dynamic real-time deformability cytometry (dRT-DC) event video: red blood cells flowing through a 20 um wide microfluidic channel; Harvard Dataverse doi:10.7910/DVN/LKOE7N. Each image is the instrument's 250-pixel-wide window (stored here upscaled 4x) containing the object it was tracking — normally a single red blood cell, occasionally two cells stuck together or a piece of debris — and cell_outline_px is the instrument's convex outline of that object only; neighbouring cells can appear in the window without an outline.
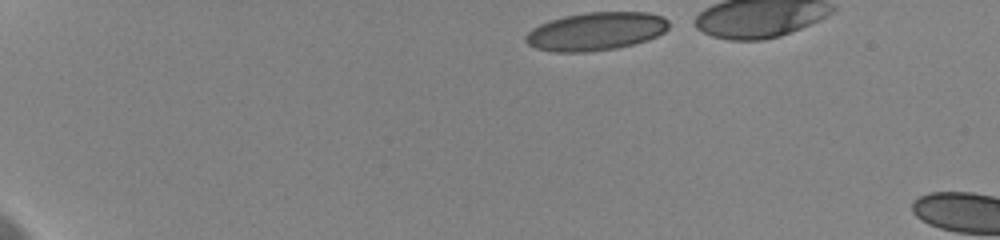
{"species": "human", "species_latin": "Homo sapiens", "temperature_condition": "cold", "stored_images_in_passage": 14, "camera_frame_rate_fps": 3000, "um_per_image_px": 0.085, "donor": {"sex": "female"}, "frame": {"image": 1, "passage_image": 1, "time_ms": 0.0, "image_size_px": [1000, 240], "cell_outline_px": [[668, 28], [664, 32], [648, 40], [616, 48], [584, 52], [552, 52], [536, 48], [528, 44], [524, 40], [524, 36], [532, 28], [548, 20], [564, 16], [588, 12], [648, 12], [664, 16], [668, 20]], "centroid_in_image_um": [50.63, 2.66], "position_along_channel_um": 34.4, "area_um2": 31.96}}